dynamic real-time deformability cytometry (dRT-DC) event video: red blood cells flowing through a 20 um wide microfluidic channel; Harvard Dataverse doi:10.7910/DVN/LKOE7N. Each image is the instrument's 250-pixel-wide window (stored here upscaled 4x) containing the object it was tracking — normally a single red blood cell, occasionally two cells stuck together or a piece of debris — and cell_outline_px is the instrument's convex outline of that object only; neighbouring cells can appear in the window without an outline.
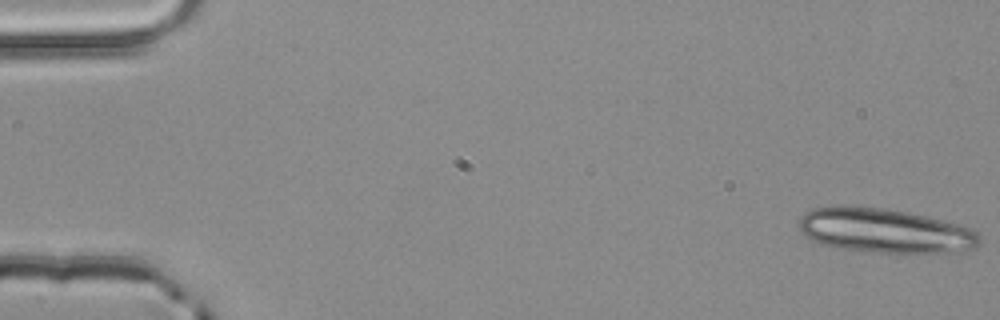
{"species": "common noctule bat (a hibernating species)", "species_latin": "Nyctalus noctula", "temperature_condition": "room temperature", "stored_images_in_passage": 5, "camera_frame_rate_fps": 3000, "um_per_image_px": 0.085, "animal": {"sex": "male", "body_mass_g": 20.4}, "frame": {"image": 1, "passage_image": 1, "time_ms": 0.0, "image_size_px": [1000, 320], "cell_outline_px": [[980, 244], [976, 248], [964, 252], [872, 252], [840, 248], [820, 244], [804, 236], [800, 232], [800, 216], [804, 212], [812, 208], [836, 204], [840, 204], [884, 208], [908, 212], [928, 216], [960, 224], [972, 228], [980, 236]], "centroid_in_image_um": [75.2, 19.59], "position_along_channel_um": 9.8, "area_um2": 47.51}}